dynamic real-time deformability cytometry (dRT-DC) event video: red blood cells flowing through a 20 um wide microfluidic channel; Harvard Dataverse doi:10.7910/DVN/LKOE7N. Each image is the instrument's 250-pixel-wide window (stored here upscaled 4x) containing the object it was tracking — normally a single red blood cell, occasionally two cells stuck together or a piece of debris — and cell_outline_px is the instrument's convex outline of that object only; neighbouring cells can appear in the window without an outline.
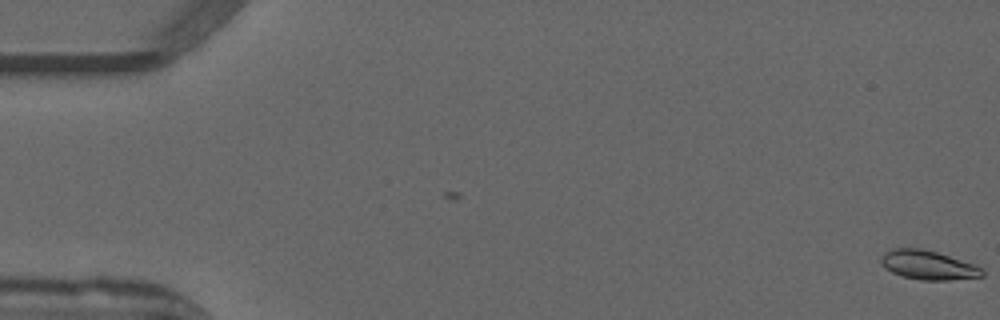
{"species": "common noctule bat (a hibernating species)", "species_latin": "Nyctalus noctula", "temperature_condition": "warm", "stored_images_in_passage": 12, "camera_frame_rate_fps": 3000, "um_per_image_px": 0.085, "animal": {"sex": "male", "forearm_length_mm": 52.5}, "frame": {"image": 1, "passage_image": 1, "time_ms": 0.0, "image_size_px": [1000, 320], "cell_outline_px": [[984, 276], [948, 280], [920, 280], [900, 276], [884, 268], [880, 264], [880, 256], [884, 252], [892, 248], [920, 248], [936, 252], [972, 264], [980, 268], [984, 272]], "centroid_in_image_um": [78.8, 22.53], "position_along_channel_um": 6.2, "area_um2": 17.11}}